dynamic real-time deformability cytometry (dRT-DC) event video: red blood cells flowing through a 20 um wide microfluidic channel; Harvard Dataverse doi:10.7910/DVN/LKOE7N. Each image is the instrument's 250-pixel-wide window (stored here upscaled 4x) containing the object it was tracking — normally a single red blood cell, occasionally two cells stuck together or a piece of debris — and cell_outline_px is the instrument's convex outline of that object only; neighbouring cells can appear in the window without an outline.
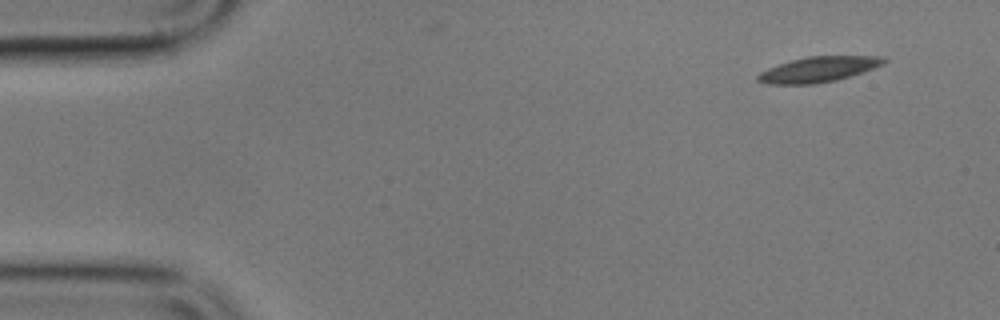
{"species": "common noctule bat (a hibernating species)", "species_latin": "Nyctalus noctula", "temperature_condition": "cold", "stored_images_in_passage": 4, "camera_frame_rate_fps": 3000, "um_per_image_px": 0.085, "animal": {"sex": "male", "body_mass_g": 17.9}, "frame": {"image": 1, "passage_image": 1, "time_ms": 0.0, "image_size_px": [1000, 320], "cell_outline_px": [[888, 60], [884, 64], [836, 80], [816, 84], [764, 84], [756, 80], [756, 76], [760, 72], [768, 68], [792, 60], [808, 56], [884, 56]], "centroid_in_image_um": [69.54, 5.9], "position_along_channel_um": 15.5, "area_um2": 18.5}}
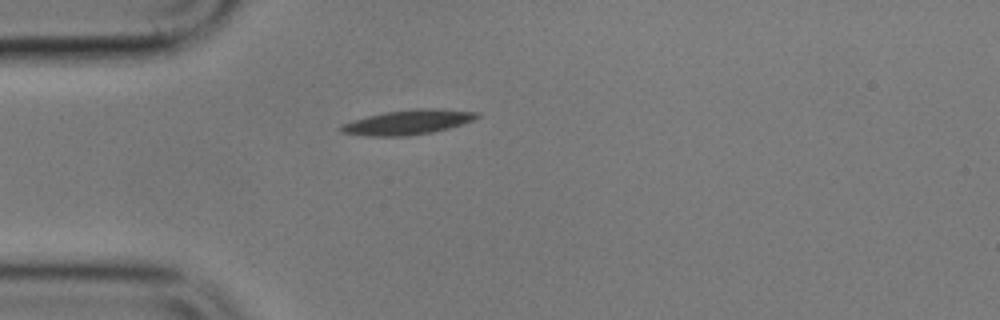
{"frame": {"image": 2, "passage_image": 4, "time_ms": 3.667, "image_size_px": [1000, 320], "cell_outline_px": [[480, 116], [472, 120], [448, 128], [432, 132], [408, 136], [368, 136], [340, 132], [340, 124], [352, 120], [384, 112], [416, 108], [436, 108], [480, 112]], "centroid_in_image_um": [34.66, 10.38], "position_along_channel_um": 50.3, "area_um2": 19.59}}